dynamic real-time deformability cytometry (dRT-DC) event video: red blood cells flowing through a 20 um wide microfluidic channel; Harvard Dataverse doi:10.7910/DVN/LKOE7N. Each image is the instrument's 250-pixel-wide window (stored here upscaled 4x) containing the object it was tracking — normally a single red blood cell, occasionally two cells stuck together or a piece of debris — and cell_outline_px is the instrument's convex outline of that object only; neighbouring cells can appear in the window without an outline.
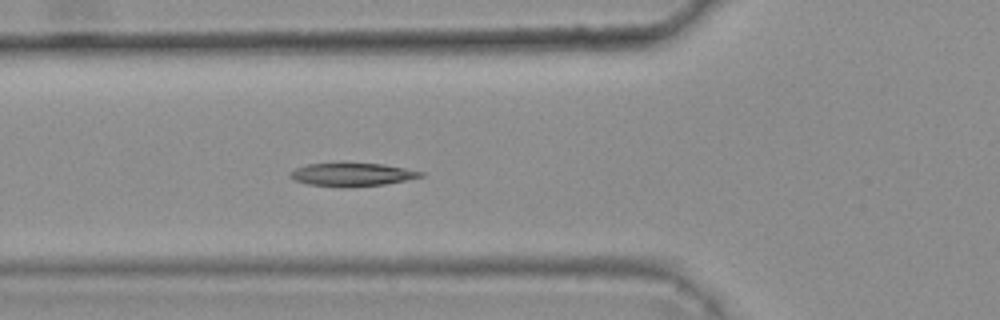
{"species": "common noctule bat (a hibernating species)", "species_latin": "Nyctalus noctula", "temperature_condition": "warm", "stored_images_in_passage": 6, "camera_frame_rate_fps": 3000, "um_per_image_px": 0.085, "animal": {"sex": "female", "body_mass_g": 25.1}, "frame": {"image": 1, "passage_image": 6, "time_ms": 1.667, "image_size_px": [1000, 320], "cell_outline_px": [[424, 176], [384, 184], [348, 188], [308, 184], [296, 180], [288, 176], [288, 172], [296, 168], [308, 164], [340, 160], [384, 164], [424, 172]], "centroid_in_image_um": [29.87, 14.79], "position_along_channel_um": 95.9, "area_um2": 18.5}}